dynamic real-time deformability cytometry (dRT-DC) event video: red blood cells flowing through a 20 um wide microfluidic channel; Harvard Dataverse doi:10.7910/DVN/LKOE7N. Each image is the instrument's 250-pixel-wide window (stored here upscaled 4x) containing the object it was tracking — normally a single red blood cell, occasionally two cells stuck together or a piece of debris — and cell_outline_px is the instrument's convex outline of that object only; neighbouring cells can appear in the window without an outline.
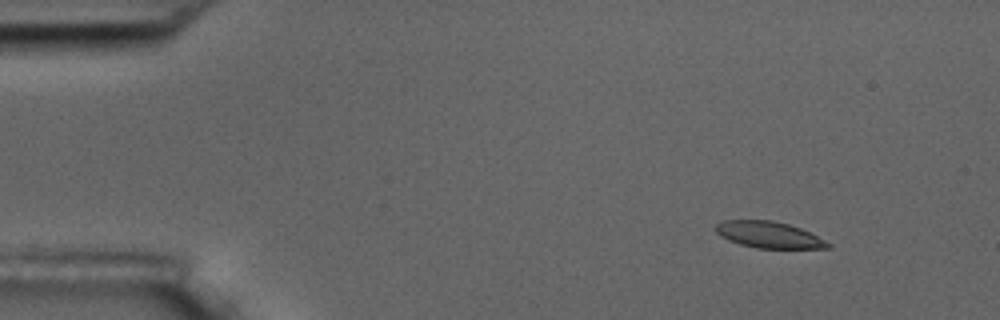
{"species": "common noctule bat (a hibernating species)", "species_latin": "Nyctalus noctula", "temperature_condition": "room temperature", "stored_images_in_passage": 3, "camera_frame_rate_fps": 3000, "um_per_image_px": 0.085, "animal": {"sex": "male", "body_mass_g": 17.5, "forearm_length_mm": 52.3}, "frame": {"image": 1, "passage_image": 1, "time_ms": 0.0, "image_size_px": [1000, 320], "cell_outline_px": [[832, 248], [756, 248], [740, 244], [728, 240], [720, 236], [712, 228], [716, 224], [724, 220], [772, 220], [788, 224], [800, 228], [832, 244]], "centroid_in_image_um": [65.3, 19.95], "position_along_channel_um": 19.7, "area_um2": 17.28}}